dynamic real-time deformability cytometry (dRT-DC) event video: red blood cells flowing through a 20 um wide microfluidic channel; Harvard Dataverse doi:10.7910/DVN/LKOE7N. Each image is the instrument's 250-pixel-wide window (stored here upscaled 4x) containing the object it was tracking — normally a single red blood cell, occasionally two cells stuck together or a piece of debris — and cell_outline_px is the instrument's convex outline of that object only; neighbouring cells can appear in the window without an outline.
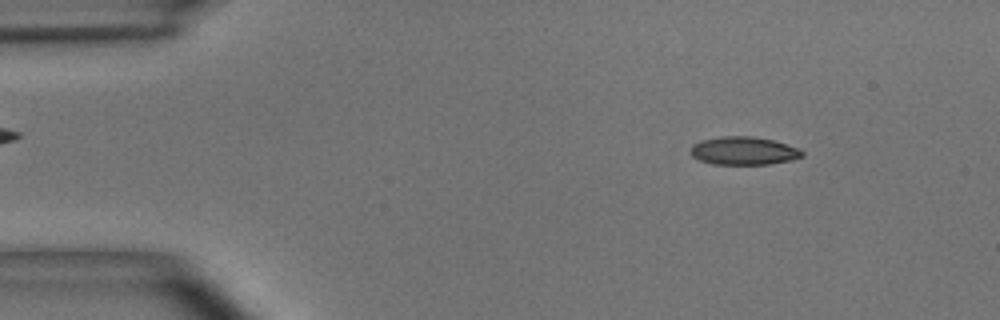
{"species": "common noctule bat (a hibernating species)", "species_latin": "Nyctalus noctula", "temperature_condition": "room temperature", "stored_images_in_passage": 53, "camera_frame_rate_fps": 3000, "um_per_image_px": 0.085, "animal": {"sex": "male", "body_mass_g": 15.6}, "frame": {"image": 1, "passage_image": 6, "time_ms": 1.667, "image_size_px": [1000, 320], "cell_outline_px": [[804, 156], [792, 160], [768, 164], [712, 164], [700, 160], [692, 156], [688, 152], [692, 144], [700, 140], [720, 136], [752, 136], [772, 140], [796, 148], [804, 152]], "centroid_in_image_um": [63.15, 12.82], "position_along_channel_um": 21.9, "area_um2": 18.32}}
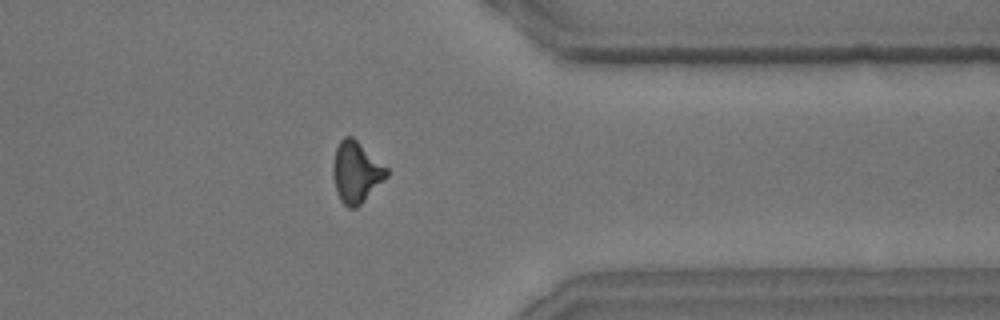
{"frame": {"image": 2, "passage_image": 42, "time_ms": 13.667, "image_size_px": [1000, 320], "cell_outline_px": [[388, 176], [356, 208], [348, 208], [340, 200], [336, 192], [332, 176], [332, 164], [336, 148], [340, 140], [344, 136], [352, 136], [388, 168]], "centroid_in_image_um": [30.25, 14.63], "position_along_channel_um": 381.2, "area_um2": 19.13}}
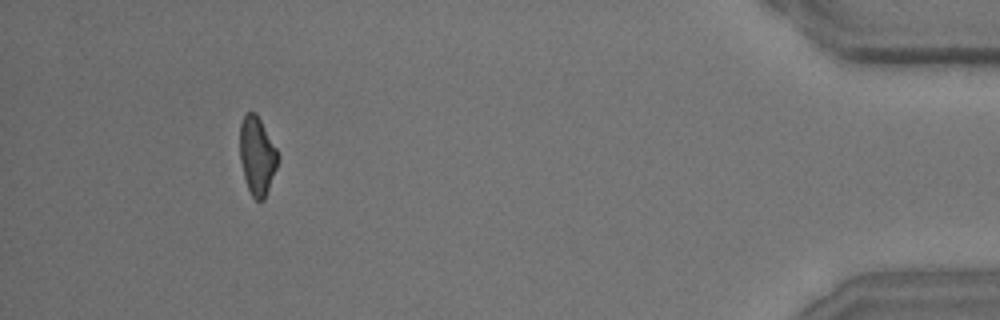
{"frame": {"image": 3, "passage_image": 49, "time_ms": 16.0, "image_size_px": [1000, 320], "cell_outline_px": [[280, 156], [276, 168], [264, 200], [256, 200], [252, 196], [248, 188], [244, 176], [240, 160], [240, 124], [244, 116], [248, 112], [256, 112], [276, 148]], "centroid_in_image_um": [21.85, 13.23], "position_along_channel_um": 413.3, "area_um2": 17.17}, "authors_computed_cell_mechanics": {"area_um2": 18.5538, "velocity_mm_per_s": 3.6869, "shape_relaxation_time_tau1_ms": 5.3871, "shape_relaxation_time_tau2_ms": 3.3177, "deformation_change_tau1": 0.1626, "deformation_change_tau2": 0.1148}}